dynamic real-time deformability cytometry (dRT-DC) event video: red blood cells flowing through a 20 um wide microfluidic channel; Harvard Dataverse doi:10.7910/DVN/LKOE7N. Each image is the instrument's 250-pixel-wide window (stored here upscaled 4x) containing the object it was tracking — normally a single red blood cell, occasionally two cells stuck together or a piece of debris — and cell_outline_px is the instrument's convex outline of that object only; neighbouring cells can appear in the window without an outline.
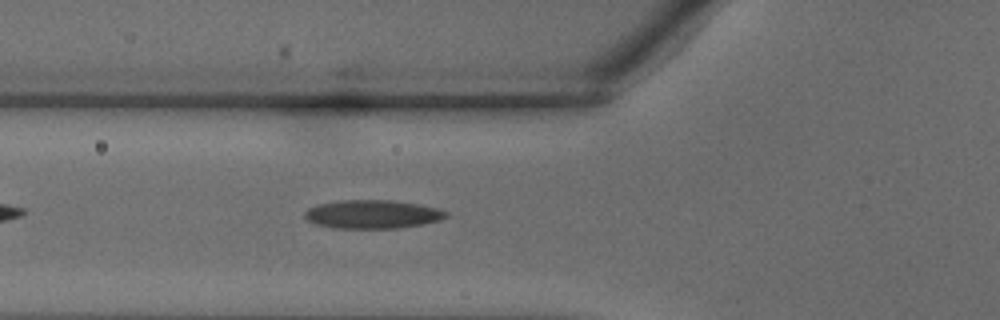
{"species": "common noctule bat (a hibernating species)", "species_latin": "Nyctalus noctula", "temperature_condition": "warm", "stored_images_in_passage": 26, "camera_frame_rate_fps": 3000, "um_per_image_px": 0.085, "animal": {"sex": "male", "body_mass_g": 18.8}, "frame": {"image": 1, "passage_image": 4, "time_ms": 1.0, "image_size_px": [1000, 320], "cell_outline_px": [[448, 216], [440, 220], [420, 224], [396, 228], [336, 228], [316, 224], [308, 220], [304, 216], [304, 212], [308, 208], [320, 204], [340, 200], [392, 200], [416, 204], [436, 208], [448, 212]], "centroid_in_image_um": [31.64, 18.21], "position_along_channel_um": 94.2, "area_um2": 23.24}}
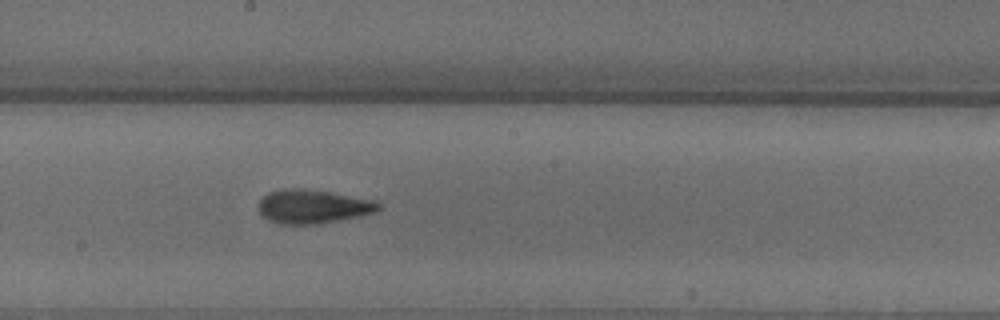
{"frame": {"image": 2, "passage_image": 11, "time_ms": 3.333, "image_size_px": [1000, 320], "cell_outline_px": [[384, 204], [376, 212], [316, 224], [276, 224], [268, 220], [256, 208], [256, 204], [268, 192], [292, 188], [296, 188], [328, 192], [372, 200]], "centroid_in_image_um": [26.54, 17.56], "position_along_channel_um": 221.7, "area_um2": 23.35}}
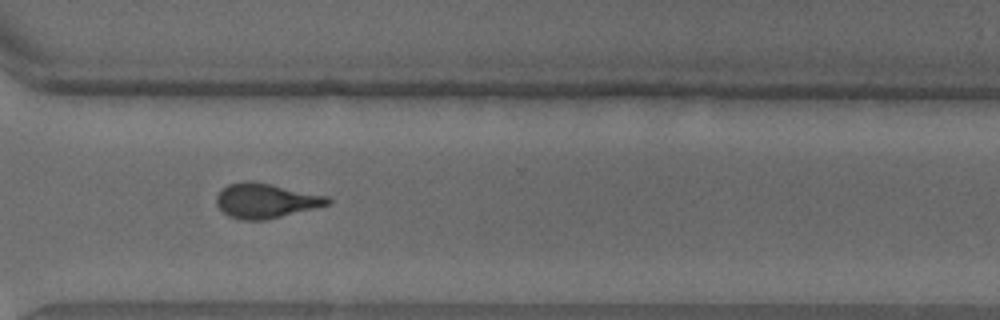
{"frame": {"image": 3, "passage_image": 18, "time_ms": 5.667, "image_size_px": [1000, 320], "cell_outline_px": [[332, 204], [268, 220], [240, 220], [228, 216], [216, 204], [216, 196], [228, 184], [244, 180], [252, 180], [328, 196], [332, 200]], "centroid_in_image_um": [22.61, 17.06], "position_along_channel_um": 348.0, "area_um2": 22.77}}